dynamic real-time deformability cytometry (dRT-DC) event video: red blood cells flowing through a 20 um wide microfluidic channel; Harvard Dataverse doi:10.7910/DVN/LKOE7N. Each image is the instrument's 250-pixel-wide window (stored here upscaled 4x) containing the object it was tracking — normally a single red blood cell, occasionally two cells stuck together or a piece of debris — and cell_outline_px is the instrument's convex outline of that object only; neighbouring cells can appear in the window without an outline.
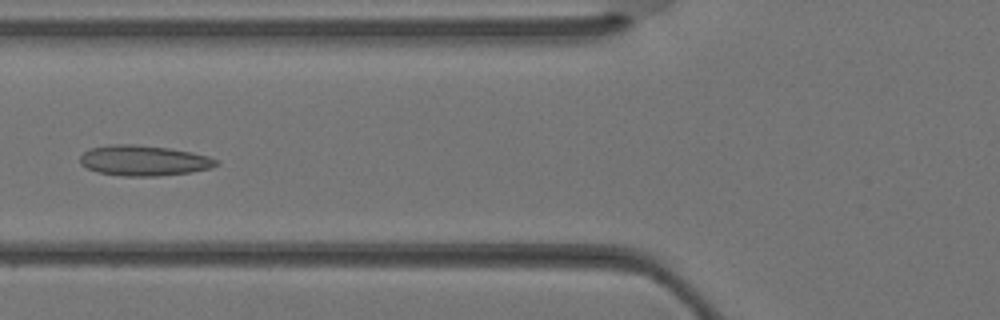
{"species": "Egyptian fruit bat (a non-hibernating species)", "species_latin": "Rousettus aegyptiacus", "temperature_condition": "warm", "stored_images_in_passage": 35, "camera_frame_rate_fps": 3000, "um_per_image_px": 0.085, "animal": {"sex": "female"}, "frame": {"image": 1, "passage_image": 13, "time_ms": 4.0, "image_size_px": [1000, 320], "cell_outline_px": [[220, 164], [212, 168], [188, 172], [156, 176], [124, 176], [96, 172], [80, 164], [80, 156], [88, 148], [112, 144], [136, 144], [168, 148], [192, 152], [208, 156], [220, 160]], "centroid_in_image_um": [12.22, 13.64], "position_along_channel_um": 113.6, "area_um2": 24.28}}
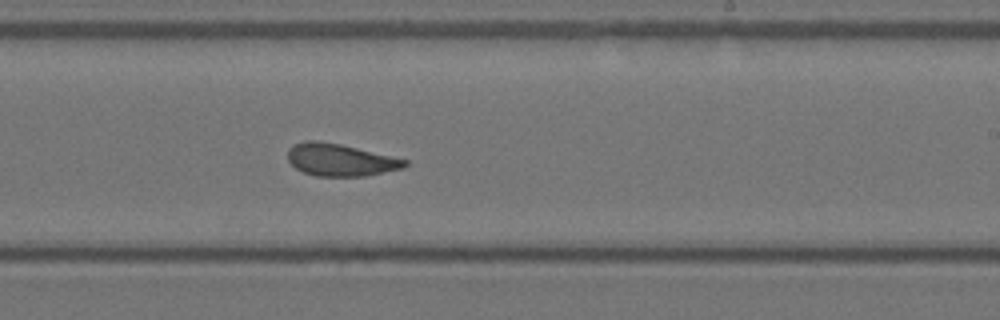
{"frame": {"image": 2, "passage_image": 21, "time_ms": 6.667, "image_size_px": [1000, 320], "cell_outline_px": [[408, 164], [404, 168], [364, 176], [316, 176], [304, 172], [296, 168], [288, 160], [288, 148], [292, 144], [304, 140], [320, 140], [340, 144], [408, 160]], "centroid_in_image_um": [28.89, 13.58], "position_along_channel_um": 260.1, "area_um2": 22.02}}
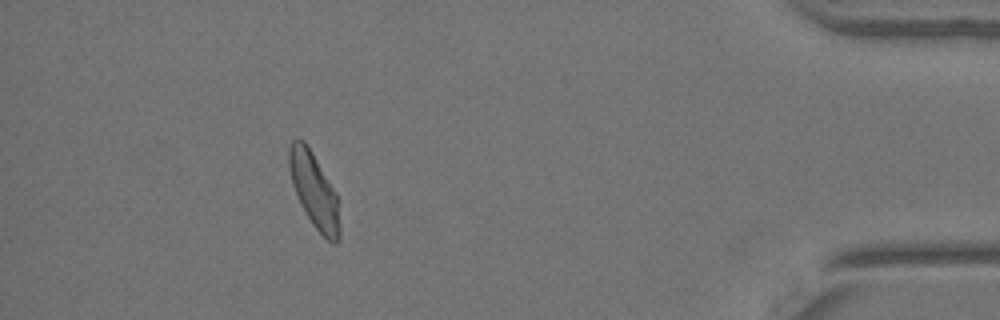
{"frame": {"image": 3, "passage_image": 32, "time_ms": 10.333, "image_size_px": [1000, 320], "cell_outline_px": [[340, 236], [336, 244], [332, 244], [312, 224], [300, 204], [292, 184], [288, 164], [288, 148], [292, 140], [304, 140], [312, 152], [336, 192], [340, 228]], "centroid_in_image_um": [26.69, 16.19], "position_along_channel_um": 408.5, "area_um2": 21.96}}